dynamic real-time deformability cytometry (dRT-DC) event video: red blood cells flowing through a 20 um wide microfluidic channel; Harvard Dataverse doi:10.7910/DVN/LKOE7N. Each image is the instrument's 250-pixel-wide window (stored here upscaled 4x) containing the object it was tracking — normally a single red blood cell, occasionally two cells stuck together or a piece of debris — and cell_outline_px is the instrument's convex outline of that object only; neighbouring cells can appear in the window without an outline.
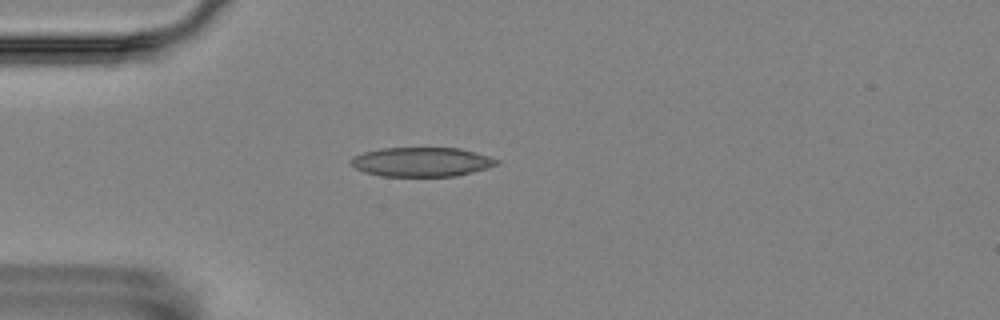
{"species": "Egyptian fruit bat (a non-hibernating species)", "species_latin": "Rousettus aegyptiacus", "temperature_condition": "room temperature", "stored_images_in_passage": 5, "camera_frame_rate_fps": 3000, "um_per_image_px": 0.085, "animal": {"sex": "female"}, "frame": {"image": 1, "passage_image": 5, "time_ms": 6.0, "image_size_px": [1000, 320], "cell_outline_px": [[500, 164], [488, 168], [456, 176], [380, 176], [364, 172], [356, 168], [352, 164], [352, 156], [364, 152], [380, 148], [460, 148], [476, 152], [500, 160]], "centroid_in_image_um": [35.87, 13.76], "position_along_channel_um": 49.1, "area_um2": 24.91}}